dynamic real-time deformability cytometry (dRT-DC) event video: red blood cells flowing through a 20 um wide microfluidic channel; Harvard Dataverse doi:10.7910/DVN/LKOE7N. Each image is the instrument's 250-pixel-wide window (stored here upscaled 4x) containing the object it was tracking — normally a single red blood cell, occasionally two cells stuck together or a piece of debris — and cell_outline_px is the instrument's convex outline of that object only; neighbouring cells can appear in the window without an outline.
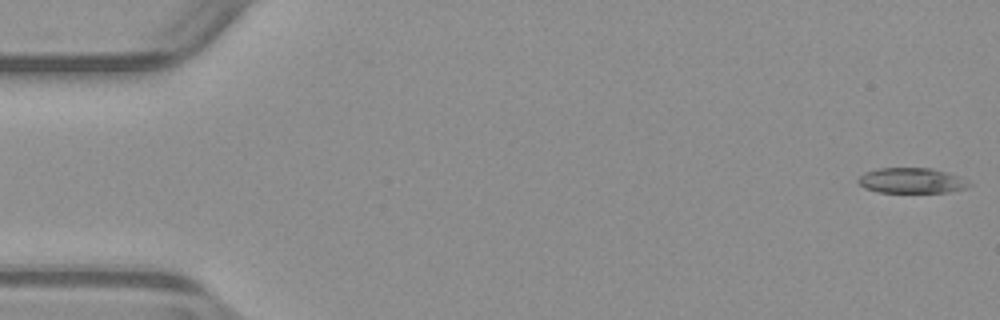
{"species": "common noctule bat (a hibernating species)", "species_latin": "Nyctalus noctula", "temperature_condition": "warm", "stored_images_in_passage": 11, "camera_frame_rate_fps": 3000, "um_per_image_px": 0.085, "animal": {"sex": "male", "body_mass_g": 23.1, "forearm_length_mm": 52.7}, "frame": {"image": 1, "passage_image": 1, "time_ms": 0.0, "image_size_px": [1000, 320], "cell_outline_px": [[972, 184], [964, 188], [948, 192], [880, 192], [864, 188], [856, 180], [864, 172], [880, 168], [932, 168], [948, 172], [960, 176]], "centroid_in_image_um": [77.48, 15.34], "position_along_channel_um": 7.5, "area_um2": 16.36}}